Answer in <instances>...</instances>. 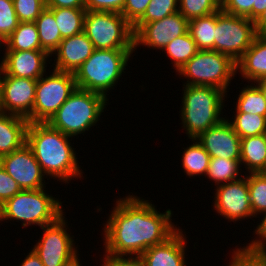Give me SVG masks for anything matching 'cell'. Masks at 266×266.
I'll return each mask as SVG.
<instances>
[{"label":"cell","instance_id":"obj_24","mask_svg":"<svg viewBox=\"0 0 266 266\" xmlns=\"http://www.w3.org/2000/svg\"><path fill=\"white\" fill-rule=\"evenodd\" d=\"M215 26L216 12L189 21L188 32L198 50H214Z\"/></svg>","mask_w":266,"mask_h":266},{"label":"cell","instance_id":"obj_3","mask_svg":"<svg viewBox=\"0 0 266 266\" xmlns=\"http://www.w3.org/2000/svg\"><path fill=\"white\" fill-rule=\"evenodd\" d=\"M183 86L180 118L188 139H196L226 118L221 115L227 93L212 86Z\"/></svg>","mask_w":266,"mask_h":266},{"label":"cell","instance_id":"obj_50","mask_svg":"<svg viewBox=\"0 0 266 266\" xmlns=\"http://www.w3.org/2000/svg\"><path fill=\"white\" fill-rule=\"evenodd\" d=\"M0 113H3V106H2V79H1V70H0Z\"/></svg>","mask_w":266,"mask_h":266},{"label":"cell","instance_id":"obj_38","mask_svg":"<svg viewBox=\"0 0 266 266\" xmlns=\"http://www.w3.org/2000/svg\"><path fill=\"white\" fill-rule=\"evenodd\" d=\"M18 24L19 20L15 13L13 0H0V32L8 38Z\"/></svg>","mask_w":266,"mask_h":266},{"label":"cell","instance_id":"obj_21","mask_svg":"<svg viewBox=\"0 0 266 266\" xmlns=\"http://www.w3.org/2000/svg\"><path fill=\"white\" fill-rule=\"evenodd\" d=\"M26 118L0 113V157L20 149L26 143Z\"/></svg>","mask_w":266,"mask_h":266},{"label":"cell","instance_id":"obj_37","mask_svg":"<svg viewBox=\"0 0 266 266\" xmlns=\"http://www.w3.org/2000/svg\"><path fill=\"white\" fill-rule=\"evenodd\" d=\"M221 10L230 15L243 16L255 21L257 19V0H225Z\"/></svg>","mask_w":266,"mask_h":266},{"label":"cell","instance_id":"obj_10","mask_svg":"<svg viewBox=\"0 0 266 266\" xmlns=\"http://www.w3.org/2000/svg\"><path fill=\"white\" fill-rule=\"evenodd\" d=\"M77 88L73 73L52 70L37 80L32 123H46Z\"/></svg>","mask_w":266,"mask_h":266},{"label":"cell","instance_id":"obj_23","mask_svg":"<svg viewBox=\"0 0 266 266\" xmlns=\"http://www.w3.org/2000/svg\"><path fill=\"white\" fill-rule=\"evenodd\" d=\"M43 50L35 22H19L18 27L7 38L5 51Z\"/></svg>","mask_w":266,"mask_h":266},{"label":"cell","instance_id":"obj_47","mask_svg":"<svg viewBox=\"0 0 266 266\" xmlns=\"http://www.w3.org/2000/svg\"><path fill=\"white\" fill-rule=\"evenodd\" d=\"M254 84H256V86L258 87L260 92L263 94L264 99L266 101V77L256 80Z\"/></svg>","mask_w":266,"mask_h":266},{"label":"cell","instance_id":"obj_25","mask_svg":"<svg viewBox=\"0 0 266 266\" xmlns=\"http://www.w3.org/2000/svg\"><path fill=\"white\" fill-rule=\"evenodd\" d=\"M35 23L38 29L41 48L52 57V53L63 40L54 14L48 8H45L37 17Z\"/></svg>","mask_w":266,"mask_h":266},{"label":"cell","instance_id":"obj_2","mask_svg":"<svg viewBox=\"0 0 266 266\" xmlns=\"http://www.w3.org/2000/svg\"><path fill=\"white\" fill-rule=\"evenodd\" d=\"M70 138L47 122L28 123L26 144L32 149L46 178H58L57 181L68 184L73 178L82 179L84 172L80 170Z\"/></svg>","mask_w":266,"mask_h":266},{"label":"cell","instance_id":"obj_17","mask_svg":"<svg viewBox=\"0 0 266 266\" xmlns=\"http://www.w3.org/2000/svg\"><path fill=\"white\" fill-rule=\"evenodd\" d=\"M49 57L44 50L5 51L0 63L1 76L38 80L46 74Z\"/></svg>","mask_w":266,"mask_h":266},{"label":"cell","instance_id":"obj_44","mask_svg":"<svg viewBox=\"0 0 266 266\" xmlns=\"http://www.w3.org/2000/svg\"><path fill=\"white\" fill-rule=\"evenodd\" d=\"M46 8H85L84 0H45Z\"/></svg>","mask_w":266,"mask_h":266},{"label":"cell","instance_id":"obj_1","mask_svg":"<svg viewBox=\"0 0 266 266\" xmlns=\"http://www.w3.org/2000/svg\"><path fill=\"white\" fill-rule=\"evenodd\" d=\"M103 225L105 253L114 257H139L149 247L164 243L178 229L172 211L158 212L149 200L128 195L116 200Z\"/></svg>","mask_w":266,"mask_h":266},{"label":"cell","instance_id":"obj_16","mask_svg":"<svg viewBox=\"0 0 266 266\" xmlns=\"http://www.w3.org/2000/svg\"><path fill=\"white\" fill-rule=\"evenodd\" d=\"M228 119L224 118L219 124L201 133L196 140L211 158L240 160L241 138Z\"/></svg>","mask_w":266,"mask_h":266},{"label":"cell","instance_id":"obj_6","mask_svg":"<svg viewBox=\"0 0 266 266\" xmlns=\"http://www.w3.org/2000/svg\"><path fill=\"white\" fill-rule=\"evenodd\" d=\"M44 189L21 190L8 199L3 205L2 221H23L24 228L31 225L41 228L65 215L60 199L47 194Z\"/></svg>","mask_w":266,"mask_h":266},{"label":"cell","instance_id":"obj_9","mask_svg":"<svg viewBox=\"0 0 266 266\" xmlns=\"http://www.w3.org/2000/svg\"><path fill=\"white\" fill-rule=\"evenodd\" d=\"M254 21L230 15L221 9L216 12L214 50L237 62L250 48L256 37Z\"/></svg>","mask_w":266,"mask_h":266},{"label":"cell","instance_id":"obj_32","mask_svg":"<svg viewBox=\"0 0 266 266\" xmlns=\"http://www.w3.org/2000/svg\"><path fill=\"white\" fill-rule=\"evenodd\" d=\"M179 0H151L143 16L132 26L135 34L145 23L161 20L178 12Z\"/></svg>","mask_w":266,"mask_h":266},{"label":"cell","instance_id":"obj_20","mask_svg":"<svg viewBox=\"0 0 266 266\" xmlns=\"http://www.w3.org/2000/svg\"><path fill=\"white\" fill-rule=\"evenodd\" d=\"M236 72L252 83L266 77V35H256L250 48L236 62Z\"/></svg>","mask_w":266,"mask_h":266},{"label":"cell","instance_id":"obj_42","mask_svg":"<svg viewBox=\"0 0 266 266\" xmlns=\"http://www.w3.org/2000/svg\"><path fill=\"white\" fill-rule=\"evenodd\" d=\"M101 266H143L139 257H114L105 253Z\"/></svg>","mask_w":266,"mask_h":266},{"label":"cell","instance_id":"obj_30","mask_svg":"<svg viewBox=\"0 0 266 266\" xmlns=\"http://www.w3.org/2000/svg\"><path fill=\"white\" fill-rule=\"evenodd\" d=\"M254 85V86H253ZM235 113H248L266 116V101L258 87L251 83L239 91Z\"/></svg>","mask_w":266,"mask_h":266},{"label":"cell","instance_id":"obj_52","mask_svg":"<svg viewBox=\"0 0 266 266\" xmlns=\"http://www.w3.org/2000/svg\"><path fill=\"white\" fill-rule=\"evenodd\" d=\"M3 203L0 201V221H2V217H3Z\"/></svg>","mask_w":266,"mask_h":266},{"label":"cell","instance_id":"obj_45","mask_svg":"<svg viewBox=\"0 0 266 266\" xmlns=\"http://www.w3.org/2000/svg\"><path fill=\"white\" fill-rule=\"evenodd\" d=\"M19 266H44L37 254L31 250Z\"/></svg>","mask_w":266,"mask_h":266},{"label":"cell","instance_id":"obj_49","mask_svg":"<svg viewBox=\"0 0 266 266\" xmlns=\"http://www.w3.org/2000/svg\"><path fill=\"white\" fill-rule=\"evenodd\" d=\"M3 46V49H6L5 47H7V38L0 32V48Z\"/></svg>","mask_w":266,"mask_h":266},{"label":"cell","instance_id":"obj_15","mask_svg":"<svg viewBox=\"0 0 266 266\" xmlns=\"http://www.w3.org/2000/svg\"><path fill=\"white\" fill-rule=\"evenodd\" d=\"M3 113L26 118L32 123L37 80L1 76Z\"/></svg>","mask_w":266,"mask_h":266},{"label":"cell","instance_id":"obj_26","mask_svg":"<svg viewBox=\"0 0 266 266\" xmlns=\"http://www.w3.org/2000/svg\"><path fill=\"white\" fill-rule=\"evenodd\" d=\"M191 140L194 143L183 151L182 168L189 178L197 175L206 177L211 157L195 138Z\"/></svg>","mask_w":266,"mask_h":266},{"label":"cell","instance_id":"obj_40","mask_svg":"<svg viewBox=\"0 0 266 266\" xmlns=\"http://www.w3.org/2000/svg\"><path fill=\"white\" fill-rule=\"evenodd\" d=\"M20 191L18 183L0 165V201L4 204Z\"/></svg>","mask_w":266,"mask_h":266},{"label":"cell","instance_id":"obj_11","mask_svg":"<svg viewBox=\"0 0 266 266\" xmlns=\"http://www.w3.org/2000/svg\"><path fill=\"white\" fill-rule=\"evenodd\" d=\"M65 216L55 222L41 227L43 236L33 247L44 266H70L80 257L75 247L74 236L67 232Z\"/></svg>","mask_w":266,"mask_h":266},{"label":"cell","instance_id":"obj_14","mask_svg":"<svg viewBox=\"0 0 266 266\" xmlns=\"http://www.w3.org/2000/svg\"><path fill=\"white\" fill-rule=\"evenodd\" d=\"M188 23L179 11L161 20L145 23L134 34V50L143 45L161 51L169 42L188 32Z\"/></svg>","mask_w":266,"mask_h":266},{"label":"cell","instance_id":"obj_7","mask_svg":"<svg viewBox=\"0 0 266 266\" xmlns=\"http://www.w3.org/2000/svg\"><path fill=\"white\" fill-rule=\"evenodd\" d=\"M177 73L187 79L183 85L212 86L227 93L236 62L215 50H199Z\"/></svg>","mask_w":266,"mask_h":266},{"label":"cell","instance_id":"obj_54","mask_svg":"<svg viewBox=\"0 0 266 266\" xmlns=\"http://www.w3.org/2000/svg\"><path fill=\"white\" fill-rule=\"evenodd\" d=\"M220 5H222V3L225 1V0H216Z\"/></svg>","mask_w":266,"mask_h":266},{"label":"cell","instance_id":"obj_18","mask_svg":"<svg viewBox=\"0 0 266 266\" xmlns=\"http://www.w3.org/2000/svg\"><path fill=\"white\" fill-rule=\"evenodd\" d=\"M94 50V45L84 32L63 38L58 48L52 53L56 56L53 69L74 74Z\"/></svg>","mask_w":266,"mask_h":266},{"label":"cell","instance_id":"obj_36","mask_svg":"<svg viewBox=\"0 0 266 266\" xmlns=\"http://www.w3.org/2000/svg\"><path fill=\"white\" fill-rule=\"evenodd\" d=\"M19 22H35L46 8L45 0H13Z\"/></svg>","mask_w":266,"mask_h":266},{"label":"cell","instance_id":"obj_29","mask_svg":"<svg viewBox=\"0 0 266 266\" xmlns=\"http://www.w3.org/2000/svg\"><path fill=\"white\" fill-rule=\"evenodd\" d=\"M240 166V160L213 157L210 158L206 176L210 181H213L216 186L226 184L241 178L239 176L241 175Z\"/></svg>","mask_w":266,"mask_h":266},{"label":"cell","instance_id":"obj_33","mask_svg":"<svg viewBox=\"0 0 266 266\" xmlns=\"http://www.w3.org/2000/svg\"><path fill=\"white\" fill-rule=\"evenodd\" d=\"M249 174V175H248ZM250 206L254 217L266 211V172L248 173Z\"/></svg>","mask_w":266,"mask_h":266},{"label":"cell","instance_id":"obj_51","mask_svg":"<svg viewBox=\"0 0 266 266\" xmlns=\"http://www.w3.org/2000/svg\"><path fill=\"white\" fill-rule=\"evenodd\" d=\"M257 259L264 265L266 266V253L260 255L259 257H257Z\"/></svg>","mask_w":266,"mask_h":266},{"label":"cell","instance_id":"obj_35","mask_svg":"<svg viewBox=\"0 0 266 266\" xmlns=\"http://www.w3.org/2000/svg\"><path fill=\"white\" fill-rule=\"evenodd\" d=\"M262 215L263 218L254 231V234L257 236L250 243H247L246 246L235 249L240 254L257 258L266 253V211Z\"/></svg>","mask_w":266,"mask_h":266},{"label":"cell","instance_id":"obj_34","mask_svg":"<svg viewBox=\"0 0 266 266\" xmlns=\"http://www.w3.org/2000/svg\"><path fill=\"white\" fill-rule=\"evenodd\" d=\"M221 9L216 0H179L178 11L188 20L207 16Z\"/></svg>","mask_w":266,"mask_h":266},{"label":"cell","instance_id":"obj_28","mask_svg":"<svg viewBox=\"0 0 266 266\" xmlns=\"http://www.w3.org/2000/svg\"><path fill=\"white\" fill-rule=\"evenodd\" d=\"M167 53L178 72L199 50L189 32L169 42L162 52Z\"/></svg>","mask_w":266,"mask_h":266},{"label":"cell","instance_id":"obj_19","mask_svg":"<svg viewBox=\"0 0 266 266\" xmlns=\"http://www.w3.org/2000/svg\"><path fill=\"white\" fill-rule=\"evenodd\" d=\"M186 236L178 229L164 243L149 247L139 258L143 266H187Z\"/></svg>","mask_w":266,"mask_h":266},{"label":"cell","instance_id":"obj_4","mask_svg":"<svg viewBox=\"0 0 266 266\" xmlns=\"http://www.w3.org/2000/svg\"><path fill=\"white\" fill-rule=\"evenodd\" d=\"M135 50L95 49L74 73L77 88L103 95L114 90Z\"/></svg>","mask_w":266,"mask_h":266},{"label":"cell","instance_id":"obj_48","mask_svg":"<svg viewBox=\"0 0 266 266\" xmlns=\"http://www.w3.org/2000/svg\"><path fill=\"white\" fill-rule=\"evenodd\" d=\"M266 9V0H257V18Z\"/></svg>","mask_w":266,"mask_h":266},{"label":"cell","instance_id":"obj_22","mask_svg":"<svg viewBox=\"0 0 266 266\" xmlns=\"http://www.w3.org/2000/svg\"><path fill=\"white\" fill-rule=\"evenodd\" d=\"M240 163L247 173L266 172V134L241 138Z\"/></svg>","mask_w":266,"mask_h":266},{"label":"cell","instance_id":"obj_41","mask_svg":"<svg viewBox=\"0 0 266 266\" xmlns=\"http://www.w3.org/2000/svg\"><path fill=\"white\" fill-rule=\"evenodd\" d=\"M126 0H84L86 11L121 13Z\"/></svg>","mask_w":266,"mask_h":266},{"label":"cell","instance_id":"obj_12","mask_svg":"<svg viewBox=\"0 0 266 266\" xmlns=\"http://www.w3.org/2000/svg\"><path fill=\"white\" fill-rule=\"evenodd\" d=\"M214 198L213 208L225 219L236 222L244 218H254L246 174L241 175L238 180L216 186Z\"/></svg>","mask_w":266,"mask_h":266},{"label":"cell","instance_id":"obj_53","mask_svg":"<svg viewBox=\"0 0 266 266\" xmlns=\"http://www.w3.org/2000/svg\"><path fill=\"white\" fill-rule=\"evenodd\" d=\"M70 266H82V264H80V259H78L76 262H74Z\"/></svg>","mask_w":266,"mask_h":266},{"label":"cell","instance_id":"obj_5","mask_svg":"<svg viewBox=\"0 0 266 266\" xmlns=\"http://www.w3.org/2000/svg\"><path fill=\"white\" fill-rule=\"evenodd\" d=\"M107 101L101 94L76 88L47 123L72 138L84 135L96 126Z\"/></svg>","mask_w":266,"mask_h":266},{"label":"cell","instance_id":"obj_8","mask_svg":"<svg viewBox=\"0 0 266 266\" xmlns=\"http://www.w3.org/2000/svg\"><path fill=\"white\" fill-rule=\"evenodd\" d=\"M83 32L95 49L134 50L132 25L121 13L86 11Z\"/></svg>","mask_w":266,"mask_h":266},{"label":"cell","instance_id":"obj_46","mask_svg":"<svg viewBox=\"0 0 266 266\" xmlns=\"http://www.w3.org/2000/svg\"><path fill=\"white\" fill-rule=\"evenodd\" d=\"M256 34L266 35V9L259 15V17L254 21Z\"/></svg>","mask_w":266,"mask_h":266},{"label":"cell","instance_id":"obj_39","mask_svg":"<svg viewBox=\"0 0 266 266\" xmlns=\"http://www.w3.org/2000/svg\"><path fill=\"white\" fill-rule=\"evenodd\" d=\"M151 0H126L121 14L133 26L145 13Z\"/></svg>","mask_w":266,"mask_h":266},{"label":"cell","instance_id":"obj_13","mask_svg":"<svg viewBox=\"0 0 266 266\" xmlns=\"http://www.w3.org/2000/svg\"><path fill=\"white\" fill-rule=\"evenodd\" d=\"M0 165L19 185L21 190L45 188V174L25 143L20 149L0 157Z\"/></svg>","mask_w":266,"mask_h":266},{"label":"cell","instance_id":"obj_27","mask_svg":"<svg viewBox=\"0 0 266 266\" xmlns=\"http://www.w3.org/2000/svg\"><path fill=\"white\" fill-rule=\"evenodd\" d=\"M55 17L62 38L83 32L85 8H48Z\"/></svg>","mask_w":266,"mask_h":266},{"label":"cell","instance_id":"obj_31","mask_svg":"<svg viewBox=\"0 0 266 266\" xmlns=\"http://www.w3.org/2000/svg\"><path fill=\"white\" fill-rule=\"evenodd\" d=\"M233 117L228 121L232 124L235 133L240 138L266 134V116L235 113Z\"/></svg>","mask_w":266,"mask_h":266},{"label":"cell","instance_id":"obj_43","mask_svg":"<svg viewBox=\"0 0 266 266\" xmlns=\"http://www.w3.org/2000/svg\"><path fill=\"white\" fill-rule=\"evenodd\" d=\"M232 259L227 266H264L257 258L240 254L233 249Z\"/></svg>","mask_w":266,"mask_h":266}]
</instances>
